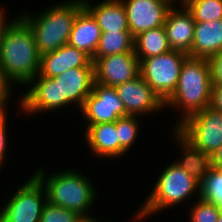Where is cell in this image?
I'll return each instance as SVG.
<instances>
[{
    "instance_id": "24",
    "label": "cell",
    "mask_w": 222,
    "mask_h": 222,
    "mask_svg": "<svg viewBox=\"0 0 222 222\" xmlns=\"http://www.w3.org/2000/svg\"><path fill=\"white\" fill-rule=\"evenodd\" d=\"M144 117L136 115H127L120 117L115 122V127L118 132L119 140V158L126 156L130 151L132 152L134 144H136L138 137L140 138L142 119ZM141 123V125H140Z\"/></svg>"
},
{
    "instance_id": "18",
    "label": "cell",
    "mask_w": 222,
    "mask_h": 222,
    "mask_svg": "<svg viewBox=\"0 0 222 222\" xmlns=\"http://www.w3.org/2000/svg\"><path fill=\"white\" fill-rule=\"evenodd\" d=\"M169 136L174 142L173 144L179 149V157L173 161L179 165L185 172L193 176L201 182L205 175L213 168L211 155L194 147L186 140L175 128L170 129Z\"/></svg>"
},
{
    "instance_id": "30",
    "label": "cell",
    "mask_w": 222,
    "mask_h": 222,
    "mask_svg": "<svg viewBox=\"0 0 222 222\" xmlns=\"http://www.w3.org/2000/svg\"><path fill=\"white\" fill-rule=\"evenodd\" d=\"M14 92L13 87L0 74V113L8 111L7 107L9 106L7 104H9L12 99L15 101L13 98L15 96H12Z\"/></svg>"
},
{
    "instance_id": "7",
    "label": "cell",
    "mask_w": 222,
    "mask_h": 222,
    "mask_svg": "<svg viewBox=\"0 0 222 222\" xmlns=\"http://www.w3.org/2000/svg\"><path fill=\"white\" fill-rule=\"evenodd\" d=\"M188 56L184 52L170 50L140 62V75L163 103L175 91L182 64Z\"/></svg>"
},
{
    "instance_id": "2",
    "label": "cell",
    "mask_w": 222,
    "mask_h": 222,
    "mask_svg": "<svg viewBox=\"0 0 222 222\" xmlns=\"http://www.w3.org/2000/svg\"><path fill=\"white\" fill-rule=\"evenodd\" d=\"M165 166L157 176L158 178L155 177L156 181L151 187L150 193H147L148 196L144 198L143 204L135 210V213L133 212L131 221L144 222L157 213L160 214L170 208L174 209L175 206L178 208L188 202L191 204L193 200L200 198L198 180L185 172L173 160Z\"/></svg>"
},
{
    "instance_id": "25",
    "label": "cell",
    "mask_w": 222,
    "mask_h": 222,
    "mask_svg": "<svg viewBox=\"0 0 222 222\" xmlns=\"http://www.w3.org/2000/svg\"><path fill=\"white\" fill-rule=\"evenodd\" d=\"M192 13L195 22L222 19V0H178Z\"/></svg>"
},
{
    "instance_id": "22",
    "label": "cell",
    "mask_w": 222,
    "mask_h": 222,
    "mask_svg": "<svg viewBox=\"0 0 222 222\" xmlns=\"http://www.w3.org/2000/svg\"><path fill=\"white\" fill-rule=\"evenodd\" d=\"M170 50L164 26L149 29L134 37V53L140 62L147 57L165 54Z\"/></svg>"
},
{
    "instance_id": "28",
    "label": "cell",
    "mask_w": 222,
    "mask_h": 222,
    "mask_svg": "<svg viewBox=\"0 0 222 222\" xmlns=\"http://www.w3.org/2000/svg\"><path fill=\"white\" fill-rule=\"evenodd\" d=\"M80 215L75 211L45 203L42 209L40 222H76Z\"/></svg>"
},
{
    "instance_id": "10",
    "label": "cell",
    "mask_w": 222,
    "mask_h": 222,
    "mask_svg": "<svg viewBox=\"0 0 222 222\" xmlns=\"http://www.w3.org/2000/svg\"><path fill=\"white\" fill-rule=\"evenodd\" d=\"M16 98L18 112L26 117L59 112L58 84L54 78L40 76L32 79ZM19 106V107H18ZM20 110V111H19Z\"/></svg>"
},
{
    "instance_id": "8",
    "label": "cell",
    "mask_w": 222,
    "mask_h": 222,
    "mask_svg": "<svg viewBox=\"0 0 222 222\" xmlns=\"http://www.w3.org/2000/svg\"><path fill=\"white\" fill-rule=\"evenodd\" d=\"M175 129L194 147L212 155L222 145V112L207 106Z\"/></svg>"
},
{
    "instance_id": "15",
    "label": "cell",
    "mask_w": 222,
    "mask_h": 222,
    "mask_svg": "<svg viewBox=\"0 0 222 222\" xmlns=\"http://www.w3.org/2000/svg\"><path fill=\"white\" fill-rule=\"evenodd\" d=\"M195 21L192 13L180 2L167 12L164 28L171 50L189 54L194 38Z\"/></svg>"
},
{
    "instance_id": "36",
    "label": "cell",
    "mask_w": 222,
    "mask_h": 222,
    "mask_svg": "<svg viewBox=\"0 0 222 222\" xmlns=\"http://www.w3.org/2000/svg\"><path fill=\"white\" fill-rule=\"evenodd\" d=\"M217 222H222V209H221V211H220V213H219Z\"/></svg>"
},
{
    "instance_id": "1",
    "label": "cell",
    "mask_w": 222,
    "mask_h": 222,
    "mask_svg": "<svg viewBox=\"0 0 222 222\" xmlns=\"http://www.w3.org/2000/svg\"><path fill=\"white\" fill-rule=\"evenodd\" d=\"M12 16L0 39V74L15 89L39 74L41 56L32 29L19 15Z\"/></svg>"
},
{
    "instance_id": "27",
    "label": "cell",
    "mask_w": 222,
    "mask_h": 222,
    "mask_svg": "<svg viewBox=\"0 0 222 222\" xmlns=\"http://www.w3.org/2000/svg\"><path fill=\"white\" fill-rule=\"evenodd\" d=\"M188 207V222H217L221 211L215 204L202 198L196 199Z\"/></svg>"
},
{
    "instance_id": "20",
    "label": "cell",
    "mask_w": 222,
    "mask_h": 222,
    "mask_svg": "<svg viewBox=\"0 0 222 222\" xmlns=\"http://www.w3.org/2000/svg\"><path fill=\"white\" fill-rule=\"evenodd\" d=\"M222 52V19L195 22L190 57L209 59Z\"/></svg>"
},
{
    "instance_id": "14",
    "label": "cell",
    "mask_w": 222,
    "mask_h": 222,
    "mask_svg": "<svg viewBox=\"0 0 222 222\" xmlns=\"http://www.w3.org/2000/svg\"><path fill=\"white\" fill-rule=\"evenodd\" d=\"M94 81L116 87L140 75V61L135 53H122L102 58H92Z\"/></svg>"
},
{
    "instance_id": "19",
    "label": "cell",
    "mask_w": 222,
    "mask_h": 222,
    "mask_svg": "<svg viewBox=\"0 0 222 222\" xmlns=\"http://www.w3.org/2000/svg\"><path fill=\"white\" fill-rule=\"evenodd\" d=\"M84 7L92 14L102 32L129 31L127 15L121 0H82Z\"/></svg>"
},
{
    "instance_id": "35",
    "label": "cell",
    "mask_w": 222,
    "mask_h": 222,
    "mask_svg": "<svg viewBox=\"0 0 222 222\" xmlns=\"http://www.w3.org/2000/svg\"><path fill=\"white\" fill-rule=\"evenodd\" d=\"M76 222H104L103 220L101 221L94 215H88V216H80Z\"/></svg>"
},
{
    "instance_id": "23",
    "label": "cell",
    "mask_w": 222,
    "mask_h": 222,
    "mask_svg": "<svg viewBox=\"0 0 222 222\" xmlns=\"http://www.w3.org/2000/svg\"><path fill=\"white\" fill-rule=\"evenodd\" d=\"M134 53V37L130 31L102 32L93 58Z\"/></svg>"
},
{
    "instance_id": "11",
    "label": "cell",
    "mask_w": 222,
    "mask_h": 222,
    "mask_svg": "<svg viewBox=\"0 0 222 222\" xmlns=\"http://www.w3.org/2000/svg\"><path fill=\"white\" fill-rule=\"evenodd\" d=\"M54 79L58 84L59 111L62 112L68 108L69 111L70 109L80 111L85 99L92 92L94 67L72 68Z\"/></svg>"
},
{
    "instance_id": "21",
    "label": "cell",
    "mask_w": 222,
    "mask_h": 222,
    "mask_svg": "<svg viewBox=\"0 0 222 222\" xmlns=\"http://www.w3.org/2000/svg\"><path fill=\"white\" fill-rule=\"evenodd\" d=\"M101 30L92 14L83 7L76 15L68 44L94 57Z\"/></svg>"
},
{
    "instance_id": "17",
    "label": "cell",
    "mask_w": 222,
    "mask_h": 222,
    "mask_svg": "<svg viewBox=\"0 0 222 222\" xmlns=\"http://www.w3.org/2000/svg\"><path fill=\"white\" fill-rule=\"evenodd\" d=\"M78 67H94L92 58L84 51L66 44L41 56L39 75L54 78Z\"/></svg>"
},
{
    "instance_id": "26",
    "label": "cell",
    "mask_w": 222,
    "mask_h": 222,
    "mask_svg": "<svg viewBox=\"0 0 222 222\" xmlns=\"http://www.w3.org/2000/svg\"><path fill=\"white\" fill-rule=\"evenodd\" d=\"M200 198L222 209V170L212 168L200 182Z\"/></svg>"
},
{
    "instance_id": "31",
    "label": "cell",
    "mask_w": 222,
    "mask_h": 222,
    "mask_svg": "<svg viewBox=\"0 0 222 222\" xmlns=\"http://www.w3.org/2000/svg\"><path fill=\"white\" fill-rule=\"evenodd\" d=\"M212 84H222V52L208 59Z\"/></svg>"
},
{
    "instance_id": "3",
    "label": "cell",
    "mask_w": 222,
    "mask_h": 222,
    "mask_svg": "<svg viewBox=\"0 0 222 222\" xmlns=\"http://www.w3.org/2000/svg\"><path fill=\"white\" fill-rule=\"evenodd\" d=\"M43 167H35L32 173L44 186L49 203L75 211L80 216L93 215L91 208L96 206L99 191L85 172L67 168L50 174Z\"/></svg>"
},
{
    "instance_id": "16",
    "label": "cell",
    "mask_w": 222,
    "mask_h": 222,
    "mask_svg": "<svg viewBox=\"0 0 222 222\" xmlns=\"http://www.w3.org/2000/svg\"><path fill=\"white\" fill-rule=\"evenodd\" d=\"M83 126L85 127L82 130L84 133L82 139L90 154L98 159L106 161L112 159L115 162L114 160L119 158V140L115 122Z\"/></svg>"
},
{
    "instance_id": "5",
    "label": "cell",
    "mask_w": 222,
    "mask_h": 222,
    "mask_svg": "<svg viewBox=\"0 0 222 222\" xmlns=\"http://www.w3.org/2000/svg\"><path fill=\"white\" fill-rule=\"evenodd\" d=\"M84 7L82 0H60L40 12L17 13L32 29L40 56L68 44L77 13Z\"/></svg>"
},
{
    "instance_id": "29",
    "label": "cell",
    "mask_w": 222,
    "mask_h": 222,
    "mask_svg": "<svg viewBox=\"0 0 222 222\" xmlns=\"http://www.w3.org/2000/svg\"><path fill=\"white\" fill-rule=\"evenodd\" d=\"M7 114L9 115L7 111L0 113V171L2 167L6 166L5 164L8 158L6 155L9 149L7 145H11L9 144V129H7V125L9 124L8 120L10 119H8Z\"/></svg>"
},
{
    "instance_id": "12",
    "label": "cell",
    "mask_w": 222,
    "mask_h": 222,
    "mask_svg": "<svg viewBox=\"0 0 222 222\" xmlns=\"http://www.w3.org/2000/svg\"><path fill=\"white\" fill-rule=\"evenodd\" d=\"M126 10L128 27L135 37L141 32L164 26L169 9L178 0H121Z\"/></svg>"
},
{
    "instance_id": "6",
    "label": "cell",
    "mask_w": 222,
    "mask_h": 222,
    "mask_svg": "<svg viewBox=\"0 0 222 222\" xmlns=\"http://www.w3.org/2000/svg\"><path fill=\"white\" fill-rule=\"evenodd\" d=\"M23 183V184H22ZM19 188L0 207V222H40L42 209L47 202L44 186L33 175L23 181Z\"/></svg>"
},
{
    "instance_id": "34",
    "label": "cell",
    "mask_w": 222,
    "mask_h": 222,
    "mask_svg": "<svg viewBox=\"0 0 222 222\" xmlns=\"http://www.w3.org/2000/svg\"><path fill=\"white\" fill-rule=\"evenodd\" d=\"M14 17L10 16L8 18L7 13L5 12L4 6H0V39L4 28L11 22Z\"/></svg>"
},
{
    "instance_id": "9",
    "label": "cell",
    "mask_w": 222,
    "mask_h": 222,
    "mask_svg": "<svg viewBox=\"0 0 222 222\" xmlns=\"http://www.w3.org/2000/svg\"><path fill=\"white\" fill-rule=\"evenodd\" d=\"M79 114L82 116L81 122H85L84 125L116 122L120 117L128 115L115 87L95 81Z\"/></svg>"
},
{
    "instance_id": "33",
    "label": "cell",
    "mask_w": 222,
    "mask_h": 222,
    "mask_svg": "<svg viewBox=\"0 0 222 222\" xmlns=\"http://www.w3.org/2000/svg\"><path fill=\"white\" fill-rule=\"evenodd\" d=\"M212 167L222 170V145L211 155Z\"/></svg>"
},
{
    "instance_id": "32",
    "label": "cell",
    "mask_w": 222,
    "mask_h": 222,
    "mask_svg": "<svg viewBox=\"0 0 222 222\" xmlns=\"http://www.w3.org/2000/svg\"><path fill=\"white\" fill-rule=\"evenodd\" d=\"M210 107L222 112V84H212Z\"/></svg>"
},
{
    "instance_id": "13",
    "label": "cell",
    "mask_w": 222,
    "mask_h": 222,
    "mask_svg": "<svg viewBox=\"0 0 222 222\" xmlns=\"http://www.w3.org/2000/svg\"><path fill=\"white\" fill-rule=\"evenodd\" d=\"M115 89L128 115L144 116L145 118L147 115L153 117L157 113V116H159L164 112V103L141 75L116 86Z\"/></svg>"
},
{
    "instance_id": "4",
    "label": "cell",
    "mask_w": 222,
    "mask_h": 222,
    "mask_svg": "<svg viewBox=\"0 0 222 222\" xmlns=\"http://www.w3.org/2000/svg\"><path fill=\"white\" fill-rule=\"evenodd\" d=\"M211 70L208 59L188 56L182 64L175 91L164 103V109L173 110L176 119L169 122L176 128L190 115L210 106ZM176 109V110H175ZM177 111V112H176ZM178 114V115H177Z\"/></svg>"
}]
</instances>
